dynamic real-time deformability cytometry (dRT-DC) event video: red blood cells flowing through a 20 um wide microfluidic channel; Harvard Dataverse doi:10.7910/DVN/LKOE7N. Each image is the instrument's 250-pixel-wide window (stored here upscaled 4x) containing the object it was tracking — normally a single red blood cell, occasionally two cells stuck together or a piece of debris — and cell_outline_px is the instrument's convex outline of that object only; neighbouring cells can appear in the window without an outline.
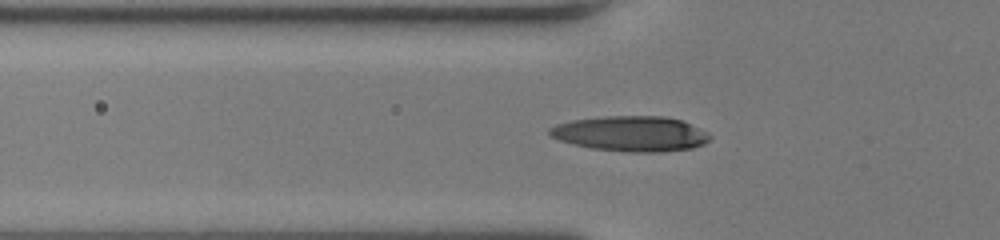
{"species": "human", "species_latin": "Homo sapiens", "temperature_condition": "room temperature", "stored_images_in_passage": 53, "camera_frame_rate_fps": 3000, "um_per_image_px": 0.085, "donor": {"sex": "female"}, "frame": {"image": 1, "passage_image": 20, "time_ms": 6.333, "image_size_px": [1000, 240], "cell_outline_px": [[712, 136], [704, 144], [692, 148], [664, 152], [624, 152], [592, 148], [572, 144], [548, 136], [548, 128], [556, 124], [572, 120], [604, 116], [664, 116], [680, 120]], "centroid_in_image_um": [53.56, 11.37], "position_along_channel_um": 72.2, "area_um2": 32.89}}
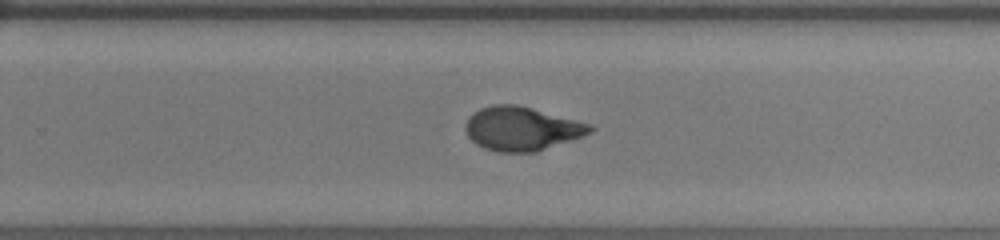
{"frame": {"image": 2, "passage_image": 36, "time_ms": 11.667, "image_size_px": [1000, 240], "cell_outline_px": [[596, 128], [592, 132], [584, 136], [536, 152], [500, 152], [484, 148], [476, 144], [468, 136], [464, 128], [468, 116], [472, 112], [480, 108], [492, 104], [516, 104], [532, 108], [592, 124]], "centroid_in_image_um": [44.35, 10.93], "position_along_channel_um": 285.5, "area_um2": 32.08}}
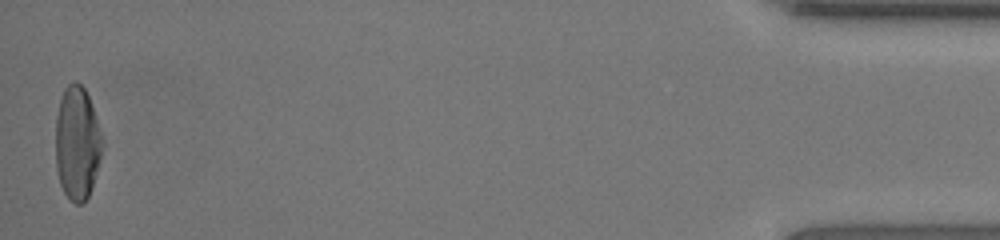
{"frame": {"image": 3, "passage_image": 53, "time_ms": 17.333, "image_size_px": [1000, 240], "cell_outline_px": [[100, 156], [92, 188], [88, 196], [80, 204], [76, 204], [64, 192], [60, 184], [56, 168], [56, 116], [60, 100], [64, 88], [72, 80], [76, 80], [84, 88], [88, 96], [100, 132]], "centroid_in_image_um": [6.52, 12.14], "position_along_channel_um": 428.7, "area_um2": 30.23}, "authors_computed_cell_mechanics": {"area_um2": 30.5184, "velocity_mm_per_s": 4.03, "shape_relaxation_time_tau1_ms": 5.3475, "shape_relaxation_time_tau2_ms": 1.2192, "deformation_change_tau1": 0.2423, "deformation_change_tau2": 0.0655}}